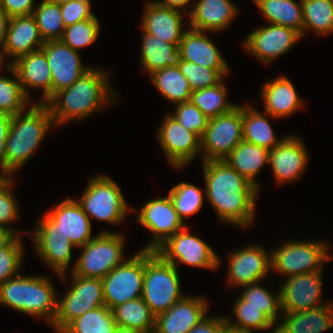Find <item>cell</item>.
<instances>
[{
    "instance_id": "6da1fadb",
    "label": "cell",
    "mask_w": 333,
    "mask_h": 333,
    "mask_svg": "<svg viewBox=\"0 0 333 333\" xmlns=\"http://www.w3.org/2000/svg\"><path fill=\"white\" fill-rule=\"evenodd\" d=\"M205 196L220 221L247 228L255 216L259 190L222 161H202Z\"/></svg>"
},
{
    "instance_id": "7a4b0ae2",
    "label": "cell",
    "mask_w": 333,
    "mask_h": 333,
    "mask_svg": "<svg viewBox=\"0 0 333 333\" xmlns=\"http://www.w3.org/2000/svg\"><path fill=\"white\" fill-rule=\"evenodd\" d=\"M106 71L93 67L70 87L56 92L45 104L55 127L71 120L84 119L116 100Z\"/></svg>"
},
{
    "instance_id": "3957f363",
    "label": "cell",
    "mask_w": 333,
    "mask_h": 333,
    "mask_svg": "<svg viewBox=\"0 0 333 333\" xmlns=\"http://www.w3.org/2000/svg\"><path fill=\"white\" fill-rule=\"evenodd\" d=\"M53 125L55 127L45 103L35 102L22 113L12 116L6 139V176L17 173L29 161Z\"/></svg>"
},
{
    "instance_id": "277c9868",
    "label": "cell",
    "mask_w": 333,
    "mask_h": 333,
    "mask_svg": "<svg viewBox=\"0 0 333 333\" xmlns=\"http://www.w3.org/2000/svg\"><path fill=\"white\" fill-rule=\"evenodd\" d=\"M56 288L47 276L18 274L0 285V304L51 325L57 312Z\"/></svg>"
},
{
    "instance_id": "5b68a950",
    "label": "cell",
    "mask_w": 333,
    "mask_h": 333,
    "mask_svg": "<svg viewBox=\"0 0 333 333\" xmlns=\"http://www.w3.org/2000/svg\"><path fill=\"white\" fill-rule=\"evenodd\" d=\"M180 285L178 268L164 261L155 251L144 250L141 298L155 316L168 311L185 296Z\"/></svg>"
},
{
    "instance_id": "8992f818",
    "label": "cell",
    "mask_w": 333,
    "mask_h": 333,
    "mask_svg": "<svg viewBox=\"0 0 333 333\" xmlns=\"http://www.w3.org/2000/svg\"><path fill=\"white\" fill-rule=\"evenodd\" d=\"M125 237L120 233L102 231L87 242L79 258L73 264L74 275L103 279L126 259L124 256Z\"/></svg>"
},
{
    "instance_id": "52a82bcc",
    "label": "cell",
    "mask_w": 333,
    "mask_h": 333,
    "mask_svg": "<svg viewBox=\"0 0 333 333\" xmlns=\"http://www.w3.org/2000/svg\"><path fill=\"white\" fill-rule=\"evenodd\" d=\"M329 249L325 240H287L270 252L271 271L287 277L322 271L333 258Z\"/></svg>"
},
{
    "instance_id": "ba28073f",
    "label": "cell",
    "mask_w": 333,
    "mask_h": 333,
    "mask_svg": "<svg viewBox=\"0 0 333 333\" xmlns=\"http://www.w3.org/2000/svg\"><path fill=\"white\" fill-rule=\"evenodd\" d=\"M89 219L91 217L112 224H122L132 212L118 184L107 175L90 178L82 197L77 199Z\"/></svg>"
},
{
    "instance_id": "9c48e42d",
    "label": "cell",
    "mask_w": 333,
    "mask_h": 333,
    "mask_svg": "<svg viewBox=\"0 0 333 333\" xmlns=\"http://www.w3.org/2000/svg\"><path fill=\"white\" fill-rule=\"evenodd\" d=\"M39 218L33 232L60 233L78 248L95 237L91 220L75 199L63 200Z\"/></svg>"
},
{
    "instance_id": "30bf717a",
    "label": "cell",
    "mask_w": 333,
    "mask_h": 333,
    "mask_svg": "<svg viewBox=\"0 0 333 333\" xmlns=\"http://www.w3.org/2000/svg\"><path fill=\"white\" fill-rule=\"evenodd\" d=\"M72 285L64 297L57 298V312L50 325L60 333L70 322L87 311L105 306L101 279L86 278L71 272Z\"/></svg>"
},
{
    "instance_id": "8fae6325",
    "label": "cell",
    "mask_w": 333,
    "mask_h": 333,
    "mask_svg": "<svg viewBox=\"0 0 333 333\" xmlns=\"http://www.w3.org/2000/svg\"><path fill=\"white\" fill-rule=\"evenodd\" d=\"M203 161H222L243 140L242 105L211 118L200 138Z\"/></svg>"
},
{
    "instance_id": "7c38bea8",
    "label": "cell",
    "mask_w": 333,
    "mask_h": 333,
    "mask_svg": "<svg viewBox=\"0 0 333 333\" xmlns=\"http://www.w3.org/2000/svg\"><path fill=\"white\" fill-rule=\"evenodd\" d=\"M144 280V250L108 273L102 281L105 306L112 310L127 301L142 297Z\"/></svg>"
},
{
    "instance_id": "4fadbf2b",
    "label": "cell",
    "mask_w": 333,
    "mask_h": 333,
    "mask_svg": "<svg viewBox=\"0 0 333 333\" xmlns=\"http://www.w3.org/2000/svg\"><path fill=\"white\" fill-rule=\"evenodd\" d=\"M155 252L176 268L179 263L209 270L220 267L217 253L201 238L192 235L187 226L167 239Z\"/></svg>"
},
{
    "instance_id": "5bb4252c",
    "label": "cell",
    "mask_w": 333,
    "mask_h": 333,
    "mask_svg": "<svg viewBox=\"0 0 333 333\" xmlns=\"http://www.w3.org/2000/svg\"><path fill=\"white\" fill-rule=\"evenodd\" d=\"M138 211L136 221L153 233V238L142 250L155 251L167 239L186 226L179 217L169 197L163 196L148 200Z\"/></svg>"
},
{
    "instance_id": "9a60e30c",
    "label": "cell",
    "mask_w": 333,
    "mask_h": 333,
    "mask_svg": "<svg viewBox=\"0 0 333 333\" xmlns=\"http://www.w3.org/2000/svg\"><path fill=\"white\" fill-rule=\"evenodd\" d=\"M322 273L311 272L285 278L280 287L281 312H302L328 304L323 302Z\"/></svg>"
},
{
    "instance_id": "2e32d148",
    "label": "cell",
    "mask_w": 333,
    "mask_h": 333,
    "mask_svg": "<svg viewBox=\"0 0 333 333\" xmlns=\"http://www.w3.org/2000/svg\"><path fill=\"white\" fill-rule=\"evenodd\" d=\"M157 134L162 151L173 168L185 167L201 153L200 137L186 130L169 113L164 117Z\"/></svg>"
},
{
    "instance_id": "e0dca14e",
    "label": "cell",
    "mask_w": 333,
    "mask_h": 333,
    "mask_svg": "<svg viewBox=\"0 0 333 333\" xmlns=\"http://www.w3.org/2000/svg\"><path fill=\"white\" fill-rule=\"evenodd\" d=\"M300 39L302 36L297 31L271 24L251 31L242 44L260 62L269 64L287 53Z\"/></svg>"
},
{
    "instance_id": "ac0fdd59",
    "label": "cell",
    "mask_w": 333,
    "mask_h": 333,
    "mask_svg": "<svg viewBox=\"0 0 333 333\" xmlns=\"http://www.w3.org/2000/svg\"><path fill=\"white\" fill-rule=\"evenodd\" d=\"M41 50L45 53L52 77V96L70 87L92 67L83 66L79 51L73 50L61 40L45 41Z\"/></svg>"
},
{
    "instance_id": "d6986e66",
    "label": "cell",
    "mask_w": 333,
    "mask_h": 333,
    "mask_svg": "<svg viewBox=\"0 0 333 333\" xmlns=\"http://www.w3.org/2000/svg\"><path fill=\"white\" fill-rule=\"evenodd\" d=\"M270 253L261 245L251 244L230 252L228 256L227 280L230 285L239 286L258 283L271 270Z\"/></svg>"
},
{
    "instance_id": "ffe728a7",
    "label": "cell",
    "mask_w": 333,
    "mask_h": 333,
    "mask_svg": "<svg viewBox=\"0 0 333 333\" xmlns=\"http://www.w3.org/2000/svg\"><path fill=\"white\" fill-rule=\"evenodd\" d=\"M209 303L202 296H185L168 311L155 316L153 333H188L208 314Z\"/></svg>"
},
{
    "instance_id": "44dd1931",
    "label": "cell",
    "mask_w": 333,
    "mask_h": 333,
    "mask_svg": "<svg viewBox=\"0 0 333 333\" xmlns=\"http://www.w3.org/2000/svg\"><path fill=\"white\" fill-rule=\"evenodd\" d=\"M306 150L302 139L292 134L269 150L268 164L278 184L297 181L301 177L308 161Z\"/></svg>"
},
{
    "instance_id": "7402d4cb",
    "label": "cell",
    "mask_w": 333,
    "mask_h": 333,
    "mask_svg": "<svg viewBox=\"0 0 333 333\" xmlns=\"http://www.w3.org/2000/svg\"><path fill=\"white\" fill-rule=\"evenodd\" d=\"M35 17L31 15L13 16L10 19L5 42L0 49V58L4 64L5 56L13 57L10 65L18 57L40 50L44 45Z\"/></svg>"
},
{
    "instance_id": "603a6c76",
    "label": "cell",
    "mask_w": 333,
    "mask_h": 333,
    "mask_svg": "<svg viewBox=\"0 0 333 333\" xmlns=\"http://www.w3.org/2000/svg\"><path fill=\"white\" fill-rule=\"evenodd\" d=\"M140 27L159 39L179 45L186 30L183 17L186 12L159 5L156 1H146ZM184 14V15H183Z\"/></svg>"
},
{
    "instance_id": "cb8c5ba5",
    "label": "cell",
    "mask_w": 333,
    "mask_h": 333,
    "mask_svg": "<svg viewBox=\"0 0 333 333\" xmlns=\"http://www.w3.org/2000/svg\"><path fill=\"white\" fill-rule=\"evenodd\" d=\"M10 66L16 71L24 94L29 98V88L43 89L46 103L52 97V77L45 53L40 49L18 57Z\"/></svg>"
},
{
    "instance_id": "d4e9b609",
    "label": "cell",
    "mask_w": 333,
    "mask_h": 333,
    "mask_svg": "<svg viewBox=\"0 0 333 333\" xmlns=\"http://www.w3.org/2000/svg\"><path fill=\"white\" fill-rule=\"evenodd\" d=\"M185 12L190 28L213 33L229 27L239 10L230 0H198Z\"/></svg>"
},
{
    "instance_id": "484cf974",
    "label": "cell",
    "mask_w": 333,
    "mask_h": 333,
    "mask_svg": "<svg viewBox=\"0 0 333 333\" xmlns=\"http://www.w3.org/2000/svg\"><path fill=\"white\" fill-rule=\"evenodd\" d=\"M23 231L27 235H31V240L41 260L45 261L46 265L64 280L65 272L68 271V266L72 261V248L76 246L60 233Z\"/></svg>"
},
{
    "instance_id": "4316f807",
    "label": "cell",
    "mask_w": 333,
    "mask_h": 333,
    "mask_svg": "<svg viewBox=\"0 0 333 333\" xmlns=\"http://www.w3.org/2000/svg\"><path fill=\"white\" fill-rule=\"evenodd\" d=\"M204 31L187 29L178 46L181 60L193 62L209 69H229L220 50Z\"/></svg>"
},
{
    "instance_id": "83f0119b",
    "label": "cell",
    "mask_w": 333,
    "mask_h": 333,
    "mask_svg": "<svg viewBox=\"0 0 333 333\" xmlns=\"http://www.w3.org/2000/svg\"><path fill=\"white\" fill-rule=\"evenodd\" d=\"M260 95L265 112L272 118L288 117L304 106L294 85L284 75L265 82Z\"/></svg>"
},
{
    "instance_id": "f1b7e54d",
    "label": "cell",
    "mask_w": 333,
    "mask_h": 333,
    "mask_svg": "<svg viewBox=\"0 0 333 333\" xmlns=\"http://www.w3.org/2000/svg\"><path fill=\"white\" fill-rule=\"evenodd\" d=\"M282 318L284 319L281 320ZM332 327L333 303L330 301L326 305L307 311L282 312L276 330L279 333H323Z\"/></svg>"
},
{
    "instance_id": "f546056e",
    "label": "cell",
    "mask_w": 333,
    "mask_h": 333,
    "mask_svg": "<svg viewBox=\"0 0 333 333\" xmlns=\"http://www.w3.org/2000/svg\"><path fill=\"white\" fill-rule=\"evenodd\" d=\"M268 159V149L242 140L224 161L259 190L255 178L261 169L268 164Z\"/></svg>"
},
{
    "instance_id": "4dcf8cb0",
    "label": "cell",
    "mask_w": 333,
    "mask_h": 333,
    "mask_svg": "<svg viewBox=\"0 0 333 333\" xmlns=\"http://www.w3.org/2000/svg\"><path fill=\"white\" fill-rule=\"evenodd\" d=\"M140 64L145 72H153L169 66H178L181 56L179 45L165 42L142 30Z\"/></svg>"
},
{
    "instance_id": "1f68e13d",
    "label": "cell",
    "mask_w": 333,
    "mask_h": 333,
    "mask_svg": "<svg viewBox=\"0 0 333 333\" xmlns=\"http://www.w3.org/2000/svg\"><path fill=\"white\" fill-rule=\"evenodd\" d=\"M269 113H261L251 104L242 105L243 140L272 150L286 136L277 139L268 117Z\"/></svg>"
},
{
    "instance_id": "d6a6232c",
    "label": "cell",
    "mask_w": 333,
    "mask_h": 333,
    "mask_svg": "<svg viewBox=\"0 0 333 333\" xmlns=\"http://www.w3.org/2000/svg\"><path fill=\"white\" fill-rule=\"evenodd\" d=\"M270 24L297 31L303 37V9L301 0H252Z\"/></svg>"
},
{
    "instance_id": "836d02e7",
    "label": "cell",
    "mask_w": 333,
    "mask_h": 333,
    "mask_svg": "<svg viewBox=\"0 0 333 333\" xmlns=\"http://www.w3.org/2000/svg\"><path fill=\"white\" fill-rule=\"evenodd\" d=\"M150 78L158 92L174 105L190 101L192 90L178 66L155 71Z\"/></svg>"
},
{
    "instance_id": "e575fe53",
    "label": "cell",
    "mask_w": 333,
    "mask_h": 333,
    "mask_svg": "<svg viewBox=\"0 0 333 333\" xmlns=\"http://www.w3.org/2000/svg\"><path fill=\"white\" fill-rule=\"evenodd\" d=\"M116 325L153 333L155 315L142 298L127 301L112 309Z\"/></svg>"
},
{
    "instance_id": "d590c367",
    "label": "cell",
    "mask_w": 333,
    "mask_h": 333,
    "mask_svg": "<svg viewBox=\"0 0 333 333\" xmlns=\"http://www.w3.org/2000/svg\"><path fill=\"white\" fill-rule=\"evenodd\" d=\"M223 80L214 86L192 91L190 101L208 119L228 113L238 105L226 99L227 89Z\"/></svg>"
},
{
    "instance_id": "8d00e7d4",
    "label": "cell",
    "mask_w": 333,
    "mask_h": 333,
    "mask_svg": "<svg viewBox=\"0 0 333 333\" xmlns=\"http://www.w3.org/2000/svg\"><path fill=\"white\" fill-rule=\"evenodd\" d=\"M303 36L308 30L318 35L333 33V0H301Z\"/></svg>"
},
{
    "instance_id": "74e56055",
    "label": "cell",
    "mask_w": 333,
    "mask_h": 333,
    "mask_svg": "<svg viewBox=\"0 0 333 333\" xmlns=\"http://www.w3.org/2000/svg\"><path fill=\"white\" fill-rule=\"evenodd\" d=\"M235 321L231 322L229 318H225L226 324L232 328L243 332L253 333L257 330L267 331L270 333L276 331V325L258 308L254 306H246V301L240 296L232 306Z\"/></svg>"
},
{
    "instance_id": "f35d334b",
    "label": "cell",
    "mask_w": 333,
    "mask_h": 333,
    "mask_svg": "<svg viewBox=\"0 0 333 333\" xmlns=\"http://www.w3.org/2000/svg\"><path fill=\"white\" fill-rule=\"evenodd\" d=\"M115 327L112 310L101 306L74 319L60 333H114Z\"/></svg>"
},
{
    "instance_id": "ab89813d",
    "label": "cell",
    "mask_w": 333,
    "mask_h": 333,
    "mask_svg": "<svg viewBox=\"0 0 333 333\" xmlns=\"http://www.w3.org/2000/svg\"><path fill=\"white\" fill-rule=\"evenodd\" d=\"M6 65L5 68L13 77L8 78L0 75V111L13 116L25 111L31 105V101L24 94L16 71L10 65Z\"/></svg>"
},
{
    "instance_id": "60d3db41",
    "label": "cell",
    "mask_w": 333,
    "mask_h": 333,
    "mask_svg": "<svg viewBox=\"0 0 333 333\" xmlns=\"http://www.w3.org/2000/svg\"><path fill=\"white\" fill-rule=\"evenodd\" d=\"M241 297L246 301V306H254L262 311L275 325L281 317L280 290L277 295L262 286L254 283L242 287Z\"/></svg>"
},
{
    "instance_id": "b9f144b4",
    "label": "cell",
    "mask_w": 333,
    "mask_h": 333,
    "mask_svg": "<svg viewBox=\"0 0 333 333\" xmlns=\"http://www.w3.org/2000/svg\"><path fill=\"white\" fill-rule=\"evenodd\" d=\"M38 29L44 41L60 40L65 30L61 8L55 3L42 0L33 10Z\"/></svg>"
},
{
    "instance_id": "7bdbcfd3",
    "label": "cell",
    "mask_w": 333,
    "mask_h": 333,
    "mask_svg": "<svg viewBox=\"0 0 333 333\" xmlns=\"http://www.w3.org/2000/svg\"><path fill=\"white\" fill-rule=\"evenodd\" d=\"M168 195L179 217L185 222L184 218L201 210L205 194L193 184L180 182L170 189Z\"/></svg>"
},
{
    "instance_id": "ee69618b",
    "label": "cell",
    "mask_w": 333,
    "mask_h": 333,
    "mask_svg": "<svg viewBox=\"0 0 333 333\" xmlns=\"http://www.w3.org/2000/svg\"><path fill=\"white\" fill-rule=\"evenodd\" d=\"M99 33L100 24L95 16L67 26L60 40L73 50L79 51L83 47L92 45Z\"/></svg>"
},
{
    "instance_id": "f6af8a7d",
    "label": "cell",
    "mask_w": 333,
    "mask_h": 333,
    "mask_svg": "<svg viewBox=\"0 0 333 333\" xmlns=\"http://www.w3.org/2000/svg\"><path fill=\"white\" fill-rule=\"evenodd\" d=\"M178 67L187 78L192 91L218 84L229 74L230 69H209L193 62L180 60Z\"/></svg>"
},
{
    "instance_id": "bcb514c9",
    "label": "cell",
    "mask_w": 333,
    "mask_h": 333,
    "mask_svg": "<svg viewBox=\"0 0 333 333\" xmlns=\"http://www.w3.org/2000/svg\"><path fill=\"white\" fill-rule=\"evenodd\" d=\"M20 236H16L7 246L0 249V285L20 273L25 252Z\"/></svg>"
},
{
    "instance_id": "7dc6e473",
    "label": "cell",
    "mask_w": 333,
    "mask_h": 333,
    "mask_svg": "<svg viewBox=\"0 0 333 333\" xmlns=\"http://www.w3.org/2000/svg\"><path fill=\"white\" fill-rule=\"evenodd\" d=\"M13 176H6L0 182V226L10 229L16 236L21 234L15 227L8 226L11 222L19 219V205L12 190L14 187ZM12 227V228H11ZM19 232V233H18Z\"/></svg>"
},
{
    "instance_id": "c3c4849f",
    "label": "cell",
    "mask_w": 333,
    "mask_h": 333,
    "mask_svg": "<svg viewBox=\"0 0 333 333\" xmlns=\"http://www.w3.org/2000/svg\"><path fill=\"white\" fill-rule=\"evenodd\" d=\"M169 114L186 130L196 133L200 138L209 121L191 101L176 104L174 112H169Z\"/></svg>"
},
{
    "instance_id": "681fc988",
    "label": "cell",
    "mask_w": 333,
    "mask_h": 333,
    "mask_svg": "<svg viewBox=\"0 0 333 333\" xmlns=\"http://www.w3.org/2000/svg\"><path fill=\"white\" fill-rule=\"evenodd\" d=\"M91 7L90 0H73L60 5L61 16L65 27L84 19L94 18L96 15L92 12Z\"/></svg>"
},
{
    "instance_id": "f907efd6",
    "label": "cell",
    "mask_w": 333,
    "mask_h": 333,
    "mask_svg": "<svg viewBox=\"0 0 333 333\" xmlns=\"http://www.w3.org/2000/svg\"><path fill=\"white\" fill-rule=\"evenodd\" d=\"M8 16L31 15L35 9V0H0Z\"/></svg>"
},
{
    "instance_id": "816d5d0a",
    "label": "cell",
    "mask_w": 333,
    "mask_h": 333,
    "mask_svg": "<svg viewBox=\"0 0 333 333\" xmlns=\"http://www.w3.org/2000/svg\"><path fill=\"white\" fill-rule=\"evenodd\" d=\"M226 324L224 316L206 315L188 333H219L220 329Z\"/></svg>"
},
{
    "instance_id": "f5cc1de1",
    "label": "cell",
    "mask_w": 333,
    "mask_h": 333,
    "mask_svg": "<svg viewBox=\"0 0 333 333\" xmlns=\"http://www.w3.org/2000/svg\"><path fill=\"white\" fill-rule=\"evenodd\" d=\"M12 116L0 111V170L5 174L6 139L10 129Z\"/></svg>"
},
{
    "instance_id": "db71d44e",
    "label": "cell",
    "mask_w": 333,
    "mask_h": 333,
    "mask_svg": "<svg viewBox=\"0 0 333 333\" xmlns=\"http://www.w3.org/2000/svg\"><path fill=\"white\" fill-rule=\"evenodd\" d=\"M10 19L11 17L6 14L5 9L0 4V49L5 42Z\"/></svg>"
},
{
    "instance_id": "11a10c76",
    "label": "cell",
    "mask_w": 333,
    "mask_h": 333,
    "mask_svg": "<svg viewBox=\"0 0 333 333\" xmlns=\"http://www.w3.org/2000/svg\"><path fill=\"white\" fill-rule=\"evenodd\" d=\"M156 2L161 6L175 8V9L181 10L183 12L185 11L186 6L192 7V4H193V0H163V1H156Z\"/></svg>"
},
{
    "instance_id": "9f6ffc18",
    "label": "cell",
    "mask_w": 333,
    "mask_h": 333,
    "mask_svg": "<svg viewBox=\"0 0 333 333\" xmlns=\"http://www.w3.org/2000/svg\"><path fill=\"white\" fill-rule=\"evenodd\" d=\"M15 237L16 235L10 229L0 226V249L7 246Z\"/></svg>"
},
{
    "instance_id": "6f0895ef",
    "label": "cell",
    "mask_w": 333,
    "mask_h": 333,
    "mask_svg": "<svg viewBox=\"0 0 333 333\" xmlns=\"http://www.w3.org/2000/svg\"><path fill=\"white\" fill-rule=\"evenodd\" d=\"M114 333H147V332L116 325Z\"/></svg>"
},
{
    "instance_id": "680465c9",
    "label": "cell",
    "mask_w": 333,
    "mask_h": 333,
    "mask_svg": "<svg viewBox=\"0 0 333 333\" xmlns=\"http://www.w3.org/2000/svg\"><path fill=\"white\" fill-rule=\"evenodd\" d=\"M219 333H248V332H243L238 329L232 328L225 324L219 331Z\"/></svg>"
},
{
    "instance_id": "91938a15",
    "label": "cell",
    "mask_w": 333,
    "mask_h": 333,
    "mask_svg": "<svg viewBox=\"0 0 333 333\" xmlns=\"http://www.w3.org/2000/svg\"><path fill=\"white\" fill-rule=\"evenodd\" d=\"M46 1L51 2V3H55V4H57V5L60 6V5L69 3V2H71L73 0H46Z\"/></svg>"
},
{
    "instance_id": "94428289",
    "label": "cell",
    "mask_w": 333,
    "mask_h": 333,
    "mask_svg": "<svg viewBox=\"0 0 333 333\" xmlns=\"http://www.w3.org/2000/svg\"><path fill=\"white\" fill-rule=\"evenodd\" d=\"M6 177V175L0 170V182Z\"/></svg>"
},
{
    "instance_id": "6125c7cd",
    "label": "cell",
    "mask_w": 333,
    "mask_h": 333,
    "mask_svg": "<svg viewBox=\"0 0 333 333\" xmlns=\"http://www.w3.org/2000/svg\"><path fill=\"white\" fill-rule=\"evenodd\" d=\"M2 67H3V63H2L1 58H0V69H2Z\"/></svg>"
}]
</instances>
